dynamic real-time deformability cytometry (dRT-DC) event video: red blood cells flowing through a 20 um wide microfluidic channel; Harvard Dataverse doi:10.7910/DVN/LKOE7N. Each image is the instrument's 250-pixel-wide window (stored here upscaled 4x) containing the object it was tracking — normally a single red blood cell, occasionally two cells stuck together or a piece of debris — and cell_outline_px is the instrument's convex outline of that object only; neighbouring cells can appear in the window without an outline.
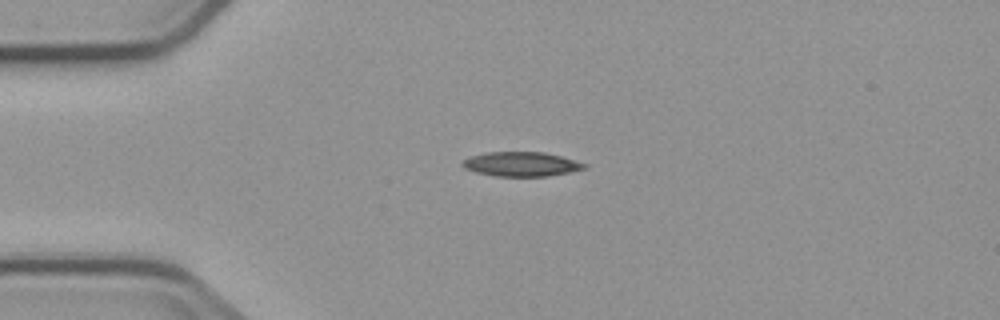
{"species": "common noctule bat (a hibernating species)", "species_latin": "Nyctalus noctula", "temperature_condition": "cold", "stored_images_in_passage": 1, "camera_frame_rate_fps": 3000, "um_per_image_px": 0.085, "animal": {"sex": "male", "body_mass_g": 23.1, "forearm_length_mm": 52.7}, "frame": {"image": 1, "passage_image": 1, "time_ms": 0.0, "image_size_px": [1000, 320], "cell_outline_px": [[588, 168], [548, 176], [496, 176], [476, 172], [464, 168], [460, 164], [464, 160], [472, 156], [488, 152], [544, 152], [560, 156], [588, 164]], "centroid_in_image_um": [44.32, 13.95], "position_along_channel_um": 40.7, "area_um2": 17.22}}